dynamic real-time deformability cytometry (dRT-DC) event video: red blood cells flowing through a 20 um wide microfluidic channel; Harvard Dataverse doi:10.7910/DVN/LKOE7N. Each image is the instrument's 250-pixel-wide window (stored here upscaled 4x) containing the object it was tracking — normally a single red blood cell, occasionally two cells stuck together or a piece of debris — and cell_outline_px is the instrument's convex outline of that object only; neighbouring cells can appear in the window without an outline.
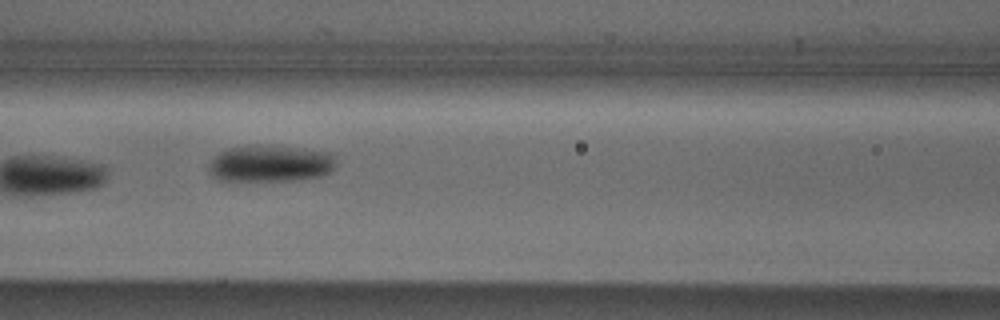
{"species": "Egyptian fruit bat (a non-hibernating species)", "species_latin": "Rousettus aegyptiacus", "temperature_condition": "cold", "stored_images_in_passage": 8, "camera_frame_rate_fps": 3000, "um_per_image_px": 0.085, "animal": {"sex": "male"}, "frame": {"image": 1, "passage_image": 7, "time_ms": 7.333, "image_size_px": [1000, 320], "cell_outline_px": [[336, 168], [332, 172], [320, 176], [300, 180], [216, 180], [208, 172], [208, 164], [220, 152], [228, 148], [256, 144], [336, 152]], "centroid_in_image_um": [23.03, 13.89], "position_along_channel_um": 143.6, "area_um2": 27.69}}